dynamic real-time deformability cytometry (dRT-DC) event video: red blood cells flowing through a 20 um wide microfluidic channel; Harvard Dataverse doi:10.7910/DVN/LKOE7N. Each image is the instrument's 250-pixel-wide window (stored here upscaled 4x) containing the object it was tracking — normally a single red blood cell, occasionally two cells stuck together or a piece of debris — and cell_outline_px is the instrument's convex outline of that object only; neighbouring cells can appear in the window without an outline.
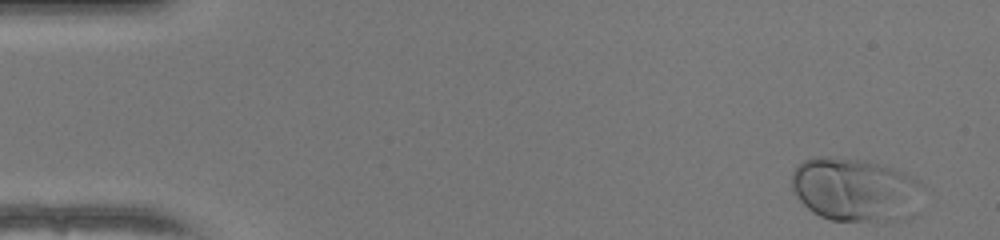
{"species": "human", "species_latin": "Homo sapiens", "temperature_condition": "warm", "stored_images_in_passage": 49, "camera_frame_rate_fps": 3000, "um_per_image_px": 0.085, "donor": {"sex": "female"}, "frame": {"image": 1, "passage_image": 1, "time_ms": 0.0, "image_size_px": [1000, 240], "cell_outline_px": [[924, 184], [900, 220], [884, 224], [832, 220], [820, 216], [812, 212], [796, 196], [792, 188], [792, 172], [796, 164], [812, 156], [828, 156], [868, 160], [904, 172], [920, 180]], "centroid_in_image_um": [72.58, 16.1], "position_along_channel_um": 12.4, "area_um2": 48.67}}
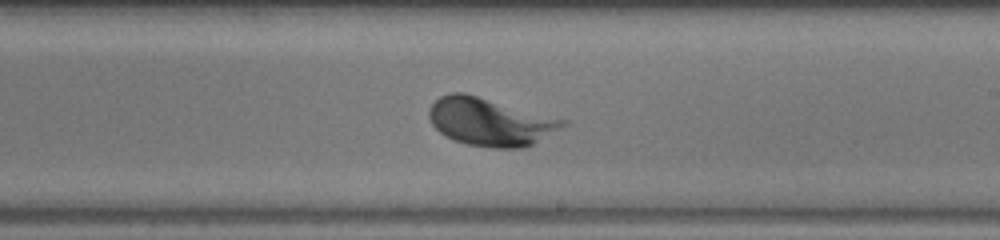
{"frame": {"image": 2, "passage_image": 28, "time_ms": 9.0, "image_size_px": [1000, 240], "cell_outline_px": [[568, 124], [532, 144], [524, 148], [492, 148], [468, 144], [444, 136], [432, 124], [428, 116], [428, 108], [440, 96], [448, 92], [464, 92], [568, 120]], "centroid_in_image_um": [41.65, 10.34], "position_along_channel_um": 247.4, "area_um2": 37.28}}
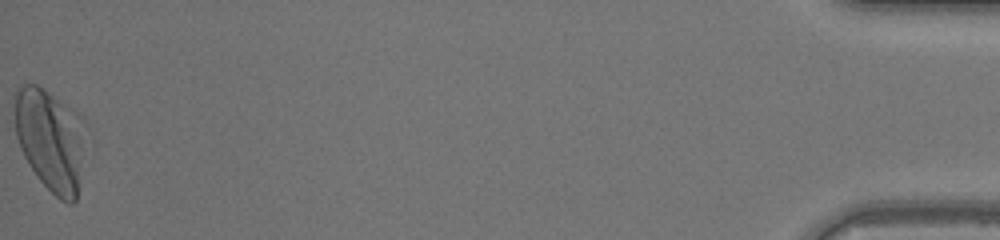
{"frame": {"image": 3, "passage_image": 49, "time_ms": 16.0, "image_size_px": [1000, 240], "cell_outline_px": [[92, 140], [76, 200], [72, 204], [68, 204], [60, 200], [36, 176], [28, 164], [20, 148], [16, 136], [12, 96], [24, 84], [36, 84], [76, 112], [88, 124]], "centroid_in_image_um": [4.4, 11.92], "position_along_channel_um": 430.8, "area_um2": 44.51}}